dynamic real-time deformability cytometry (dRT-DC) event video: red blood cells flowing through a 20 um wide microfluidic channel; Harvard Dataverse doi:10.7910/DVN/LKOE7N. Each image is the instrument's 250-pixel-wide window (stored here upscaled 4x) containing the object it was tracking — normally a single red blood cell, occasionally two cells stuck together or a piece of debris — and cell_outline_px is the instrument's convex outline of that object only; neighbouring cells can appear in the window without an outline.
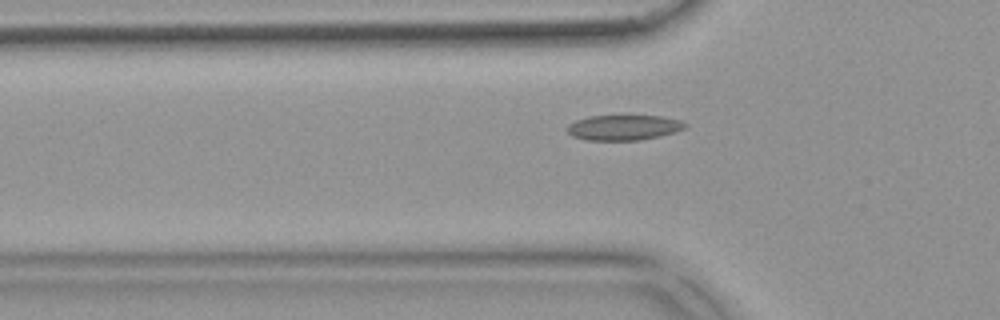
{"species": "common noctule bat (a hibernating species)", "species_latin": "Nyctalus noctula", "temperature_condition": "warm", "stored_images_in_passage": 42, "camera_frame_rate_fps": 3000, "um_per_image_px": 0.085, "animal": {"sex": "female", "body_mass_g": 18.4}, "frame": {"image": 1, "passage_image": 14, "time_ms": 4.333, "image_size_px": [1000, 320], "cell_outline_px": [[688, 128], [676, 132], [660, 136], [640, 140], [584, 140], [572, 136], [564, 128], [568, 124], [576, 120], [588, 116], [664, 116], [680, 120], [688, 124]], "centroid_in_image_um": [53.03, 10.84], "position_along_channel_um": 72.8, "area_um2": 17.63}}
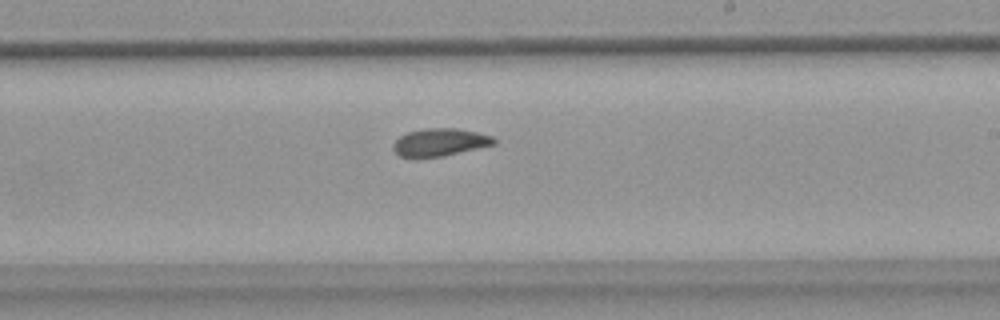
{"frame": {"image": 2, "passage_image": 28, "time_ms": 9.0, "image_size_px": [1000, 320], "cell_outline_px": [[496, 144], [444, 156], [416, 160], [412, 160], [400, 156], [392, 148], [392, 144], [400, 136], [408, 132], [428, 128], [456, 128], [476, 132], [492, 136], [496, 140]], "centroid_in_image_um": [37.34, 12.13], "position_along_channel_um": 251.7, "area_um2": 16.65}}
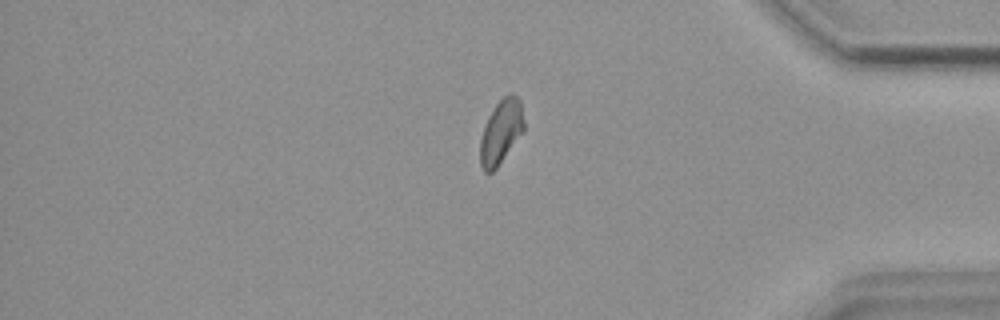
{"frame": {"image": 3, "passage_image": 41, "time_ms": 13.333, "image_size_px": [1000, 320], "cell_outline_px": [[524, 128], [496, 168], [492, 172], [484, 172], [480, 164], [480, 140], [488, 116], [496, 104], [508, 92], [512, 92], [520, 100], [524, 120]], "centroid_in_image_um": [42.57, 11.17], "position_along_channel_um": 392.6, "area_um2": 16.01}}